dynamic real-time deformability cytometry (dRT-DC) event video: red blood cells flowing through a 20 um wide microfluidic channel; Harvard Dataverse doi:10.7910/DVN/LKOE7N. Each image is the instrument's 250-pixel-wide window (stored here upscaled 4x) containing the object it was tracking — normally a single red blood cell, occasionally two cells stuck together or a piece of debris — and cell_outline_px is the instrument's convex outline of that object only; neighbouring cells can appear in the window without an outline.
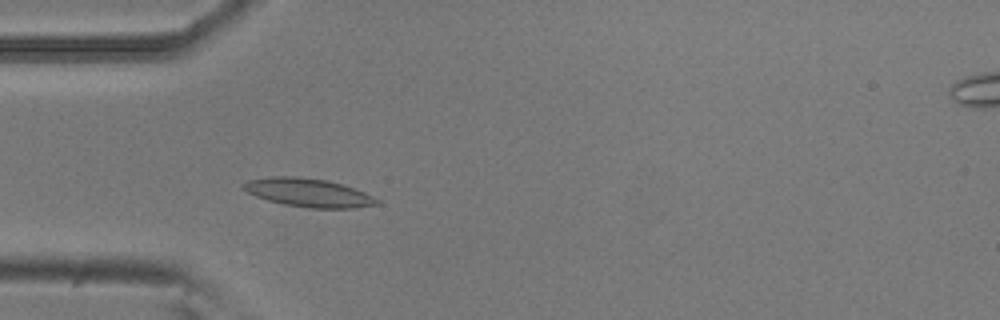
{"species": "common noctule bat (a hibernating species)", "species_latin": "Nyctalus noctula", "temperature_condition": "room temperature", "stored_images_in_passage": 43, "camera_frame_rate_fps": 3000, "um_per_image_px": 0.085, "animal": {"sex": "male", "body_mass_g": 20.5, "forearm_length_mm": 52.5}, "frame": {"image": 1, "passage_image": 5, "time_ms": 1.333, "image_size_px": [1000, 320], "cell_outline_px": [[380, 204], [356, 208], [308, 208], [284, 204], [268, 200], [256, 196], [240, 188], [240, 184], [248, 180], [268, 176], [296, 176], [324, 180], [340, 184], [364, 192], [380, 200]], "centroid_in_image_um": [26.17, 16.38], "position_along_channel_um": 58.8, "area_um2": 22.14}}
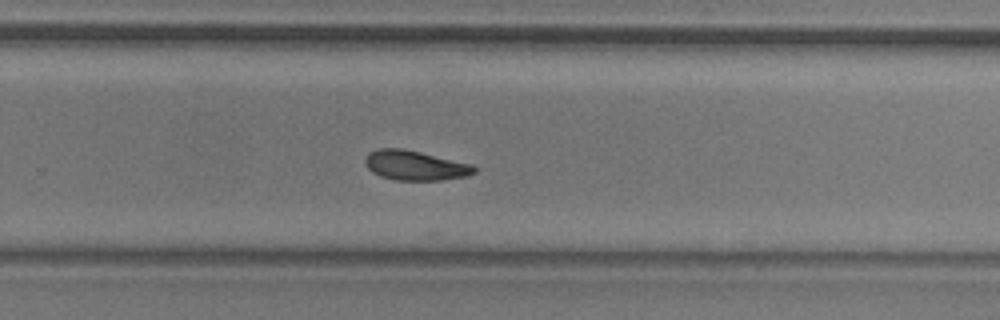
{"frame": {"image": 2, "passage_image": 24, "time_ms": 7.667, "image_size_px": [1000, 320], "cell_outline_px": [[476, 172], [464, 176], [440, 180], [396, 180], [380, 176], [372, 172], [364, 164], [364, 160], [376, 148], [400, 148], [420, 152], [472, 164], [476, 168]], "centroid_in_image_um": [35.27, 14.06], "position_along_channel_um": 294.5, "area_um2": 18.67}}
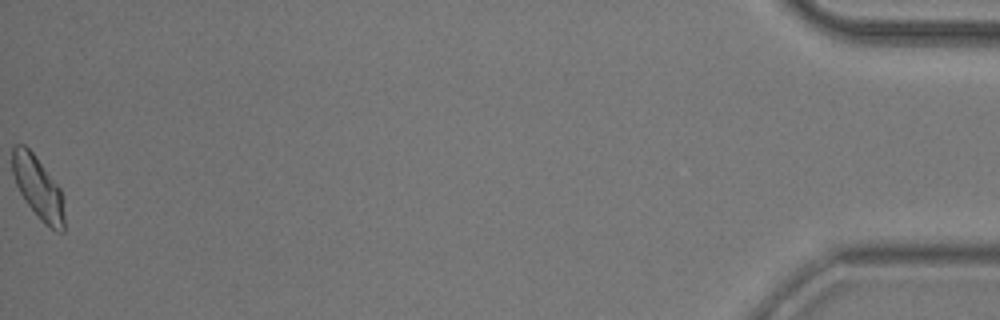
{"frame": {"image": 3, "passage_image": 43, "time_ms": 14.0, "image_size_px": [1000, 320], "cell_outline_px": [[64, 232], [56, 232], [44, 224], [40, 220], [24, 200], [16, 184], [12, 172], [12, 144], [24, 144], [36, 156], [60, 188], [64, 216]], "centroid_in_image_um": [3.21, 15.96], "position_along_channel_um": 432.0, "area_um2": 18.96}, "authors_computed_cell_mechanics": {"area_um2": 18.9584, "velocity_mm_per_s": 3.7648, "shape_relaxation_time_tau1_ms": 8.9527, "shape_relaxation_time_tau2_ms": 4.8945, "deformation_change_tau1": 0.1542, "deformation_change_tau2": 0.0981}}